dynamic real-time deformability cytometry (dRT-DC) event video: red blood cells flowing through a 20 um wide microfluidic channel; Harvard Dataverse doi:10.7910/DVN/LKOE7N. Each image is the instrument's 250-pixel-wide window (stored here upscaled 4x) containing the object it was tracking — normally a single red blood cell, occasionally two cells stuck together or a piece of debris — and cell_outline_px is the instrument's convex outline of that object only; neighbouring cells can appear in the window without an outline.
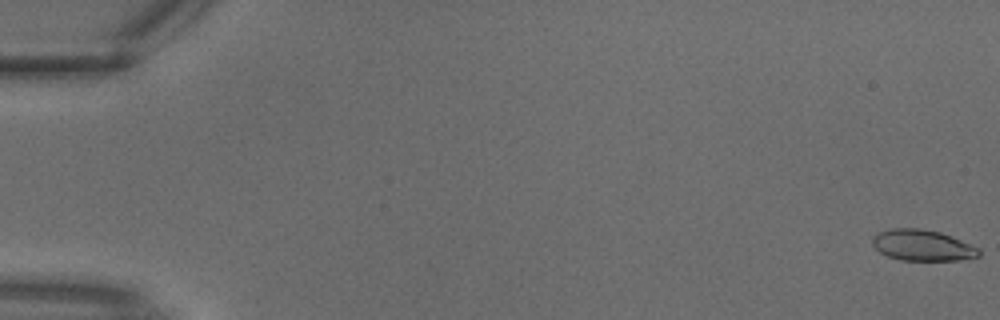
{"species": "common noctule bat (a hibernating species)", "species_latin": "Nyctalus noctula", "temperature_condition": "warm", "stored_images_in_passage": 16, "camera_frame_rate_fps": 3000, "um_per_image_px": 0.085, "animal": {"sex": "male", "body_mass_g": 18.8}, "frame": {"image": 1, "passage_image": 1, "time_ms": 0.0, "image_size_px": [1000, 320], "cell_outline_px": [[980, 256], [960, 260], [900, 260], [888, 256], [880, 252], [872, 244], [872, 236], [880, 232], [892, 228], [920, 228], [940, 232], [980, 248]], "centroid_in_image_um": [78.41, 20.85], "position_along_channel_um": 6.6, "area_um2": 19.19}}
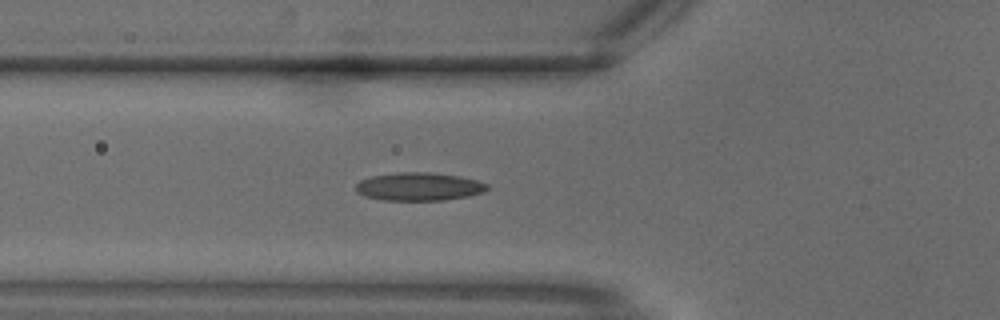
{"frame": {"image": 2, "passage_image": 12, "time_ms": 3.667, "image_size_px": [1000, 320], "cell_outline_px": [[488, 188], [484, 192], [468, 196], [444, 200], [384, 200], [364, 196], [356, 192], [356, 184], [360, 180], [372, 176], [396, 172], [428, 172], [460, 176], [476, 180], [488, 184]], "centroid_in_image_um": [35.6, 15.86], "position_along_channel_um": 90.2, "area_um2": 21.56}}